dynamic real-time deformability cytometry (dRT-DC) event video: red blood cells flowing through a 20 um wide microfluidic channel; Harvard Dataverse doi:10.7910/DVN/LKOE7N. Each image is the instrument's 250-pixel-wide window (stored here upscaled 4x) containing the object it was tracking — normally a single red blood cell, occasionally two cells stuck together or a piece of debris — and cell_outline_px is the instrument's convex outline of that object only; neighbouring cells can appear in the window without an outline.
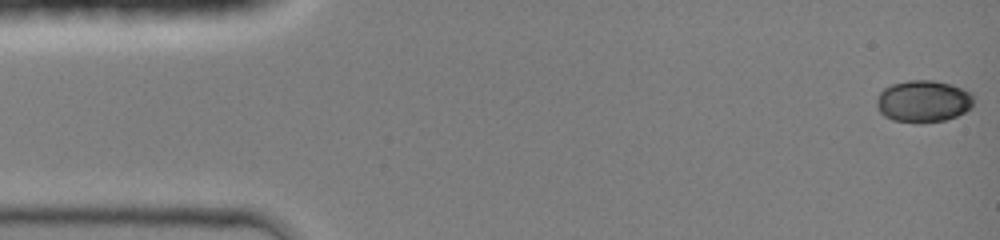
{"species": "common noctule bat (a hibernating species)", "species_latin": "Nyctalus noctula", "temperature_condition": "room temperature", "stored_images_in_passage": 45, "camera_frame_rate_fps": 3000, "um_per_image_px": 0.085, "animal": {"sex": "female", "body_mass_g": 19.0, "forearm_length_mm": 51.5}, "frame": {"image": 1, "passage_image": 1, "time_ms": 0.0, "image_size_px": [1000, 240], "cell_outline_px": [[972, 108], [956, 116], [944, 120], [920, 124], [892, 120], [884, 116], [880, 112], [876, 104], [876, 100], [880, 92], [884, 88], [892, 84], [908, 80], [932, 80], [948, 84], [972, 92]], "centroid_in_image_um": [78.45, 8.62], "position_along_channel_um": 6.5, "area_um2": 23.81}}
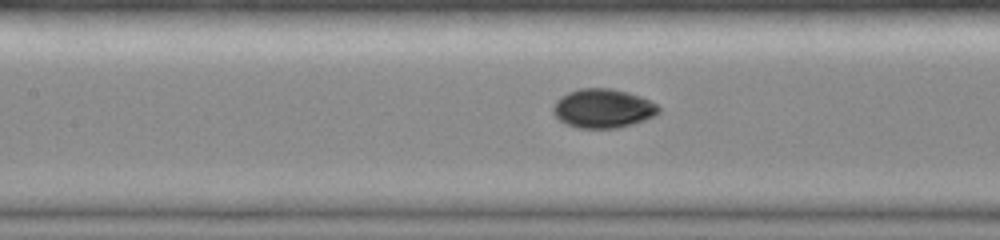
{"frame": {"image": 2, "passage_image": 20, "time_ms": 6.333, "image_size_px": [1000, 240], "cell_outline_px": [[660, 112], [644, 120], [632, 124], [616, 128], [580, 128], [568, 124], [560, 120], [552, 112], [552, 108], [556, 100], [560, 96], [568, 92], [580, 88], [608, 88], [628, 92], [640, 96], [656, 104], [660, 108]], "centroid_in_image_um": [51.23, 9.2], "position_along_channel_um": 156.2, "area_um2": 23.87}}
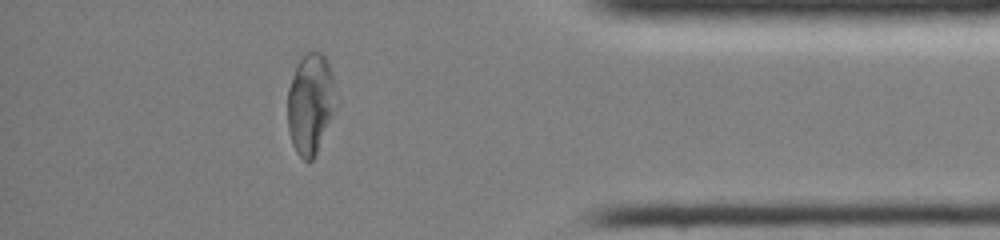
{"frame": {"image": 3, "passage_image": 39, "time_ms": 12.667, "image_size_px": [1000, 240], "cell_outline_px": [[332, 116], [316, 152], [312, 160], [304, 160], [296, 152], [292, 144], [288, 128], [288, 88], [292, 76], [304, 52], [316, 48], [328, 60], [332, 72]], "centroid_in_image_um": [26.34, 8.76], "position_along_channel_um": 408.9, "area_um2": 27.63}, "authors_computed_cell_mechanics": {"area_um2": 24.1604, "velocity_mm_per_s": 4.2984, "shape_relaxation_time_tau1_ms": 6.2746, "shape_relaxation_time_tau2_ms": null, "deformation_change_tau1": 0.1593, "deformation_change_tau2": null}}